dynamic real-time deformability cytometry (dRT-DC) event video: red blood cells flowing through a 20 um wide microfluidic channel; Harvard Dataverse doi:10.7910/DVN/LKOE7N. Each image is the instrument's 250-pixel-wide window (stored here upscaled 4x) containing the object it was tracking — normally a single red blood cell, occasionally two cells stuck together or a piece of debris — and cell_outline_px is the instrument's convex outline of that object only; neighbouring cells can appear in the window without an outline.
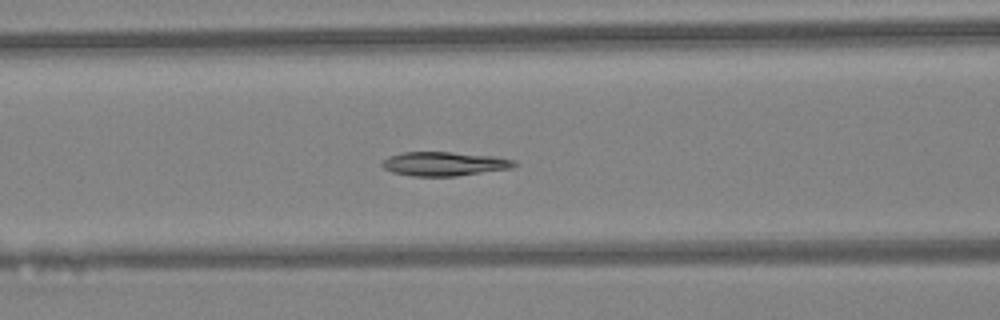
{"species": "Egyptian fruit bat (a non-hibernating species)", "species_latin": "Rousettus aegyptiacus", "temperature_condition": "warm", "stored_images_in_passage": 38, "camera_frame_rate_fps": 3000, "um_per_image_px": 0.085, "animal": {"sex": "female"}, "frame": {"image": 1, "passage_image": 12, "time_ms": 3.667, "image_size_px": [1000, 320], "cell_outline_px": [[520, 164], [512, 168], [456, 176], [412, 176], [392, 172], [384, 168], [380, 164], [384, 160], [392, 156], [404, 152], [452, 152], [496, 156], [516, 160]], "centroid_in_image_um": [37.83, 13.92], "position_along_channel_um": 128.8, "area_um2": 18.55}}
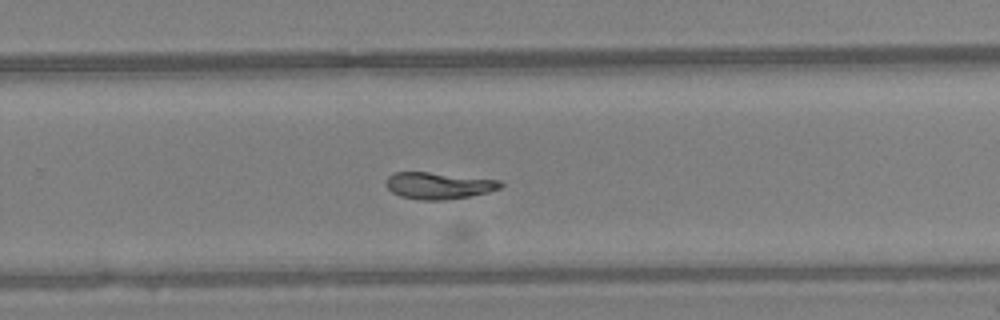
{"frame": {"image": 2, "passage_image": 23, "time_ms": 7.333, "image_size_px": [1000, 320], "cell_outline_px": [[504, 184], [500, 188], [488, 192], [468, 196], [444, 200], [420, 200], [400, 196], [392, 192], [384, 184], [384, 180], [392, 172], [428, 172], [500, 180]], "centroid_in_image_um": [37.23, 15.77], "position_along_channel_um": 292.6, "area_um2": 17.86}}
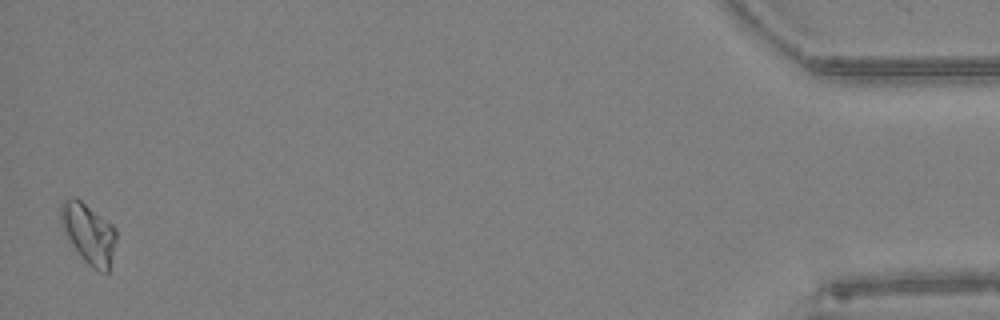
{"frame": {"image": 3, "passage_image": 38, "time_ms": 12.333, "image_size_px": [1000, 320], "cell_outline_px": [[116, 240], [108, 272], [100, 272], [92, 268], [84, 260], [72, 244], [60, 220], [60, 204], [64, 200], [72, 196], [76, 196], [112, 224], [116, 228]], "centroid_in_image_um": [7.54, 19.81], "position_along_channel_um": 427.7, "area_um2": 19.25}, "authors_computed_cell_mechanics": {"area_um2": 18.3226, "velocity_mm_per_s": 4.4864, "shape_relaxation_time_tau1_ms": 4.4296, "shape_relaxation_time_tau2_ms": 7.5071, "deformation_change_tau1": 0.1385, "deformation_change_tau2": 0.1118}}